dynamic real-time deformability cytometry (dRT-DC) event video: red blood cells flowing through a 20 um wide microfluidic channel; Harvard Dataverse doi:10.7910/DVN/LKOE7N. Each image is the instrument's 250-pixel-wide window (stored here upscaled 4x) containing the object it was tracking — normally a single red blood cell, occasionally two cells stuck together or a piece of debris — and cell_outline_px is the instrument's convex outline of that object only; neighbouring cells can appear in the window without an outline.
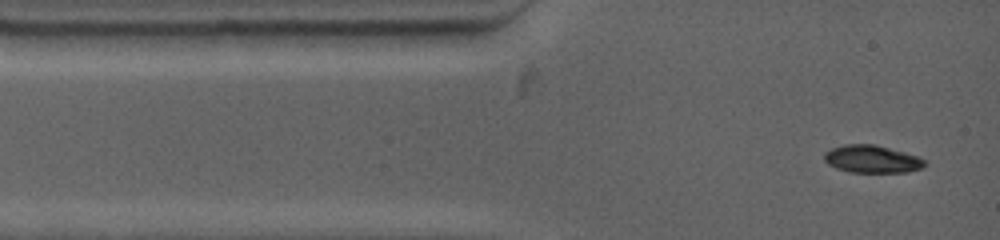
{"species": "common noctule bat (a hibernating species)", "species_latin": "Nyctalus noctula", "temperature_condition": "warm", "stored_images_in_passage": 8, "camera_frame_rate_fps": 4500, "um_per_image_px": 0.085, "animal": {"sex": "female", "body_mass_g": 19.0, "forearm_length_mm": 53.3}, "frame": {"image": 1, "passage_image": 1, "time_ms": 0.0, "image_size_px": [1000, 240], "cell_outline_px": [[928, 164], [920, 168], [908, 172], [848, 172], [836, 168], [828, 164], [824, 160], [824, 152], [832, 148], [844, 144], [876, 144], [904, 152], [916, 156], [924, 160]], "centroid_in_image_um": [74.09, 13.52], "position_along_channel_um": 10.9, "area_um2": 16.18}}
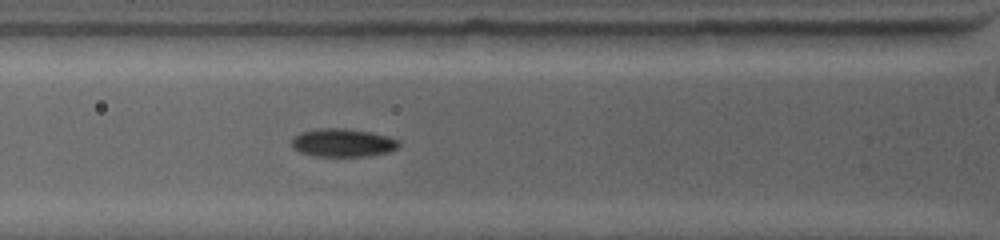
{"frame": {"image": 2, "passage_image": 6, "time_ms": 3.111, "image_size_px": [1000, 240], "cell_outline_px": [[400, 144], [396, 148], [388, 152], [364, 156], [316, 156], [300, 152], [292, 148], [292, 136], [300, 132], [316, 128], [344, 128], [372, 132], [388, 136], [396, 140]], "centroid_in_image_um": [29.08, 12.12], "position_along_channel_um": 96.7, "area_um2": 17.63}}
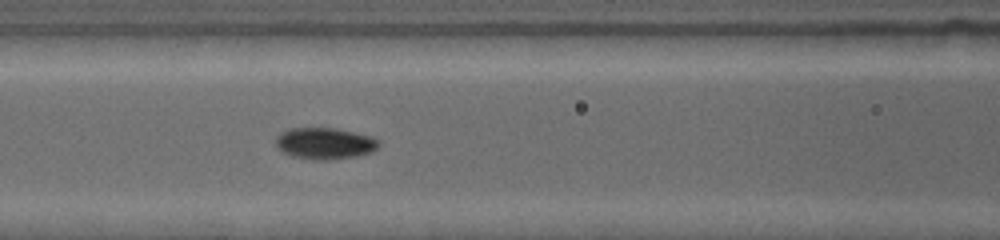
{"frame": {"image": 3, "passage_image": 8, "time_ms": 4.222, "image_size_px": [1000, 240], "cell_outline_px": [[380, 144], [372, 152], [356, 156], [328, 160], [312, 160], [292, 156], [280, 152], [276, 144], [276, 136], [280, 132], [292, 128], [336, 128], [372, 136], [380, 140]], "centroid_in_image_um": [27.6, 12.19], "position_along_channel_um": 139.0, "area_um2": 19.13}}